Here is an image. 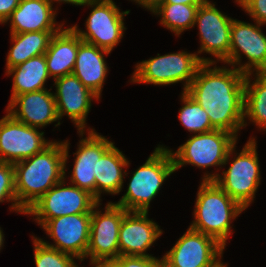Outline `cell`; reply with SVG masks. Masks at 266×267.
Wrapping results in <instances>:
<instances>
[{
  "mask_svg": "<svg viewBox=\"0 0 266 267\" xmlns=\"http://www.w3.org/2000/svg\"><path fill=\"white\" fill-rule=\"evenodd\" d=\"M224 249L214 238L189 227L162 257V267H219Z\"/></svg>",
  "mask_w": 266,
  "mask_h": 267,
  "instance_id": "11",
  "label": "cell"
},
{
  "mask_svg": "<svg viewBox=\"0 0 266 267\" xmlns=\"http://www.w3.org/2000/svg\"><path fill=\"white\" fill-rule=\"evenodd\" d=\"M162 234L148 212L128 211L119 228V256H152L146 252Z\"/></svg>",
  "mask_w": 266,
  "mask_h": 267,
  "instance_id": "17",
  "label": "cell"
},
{
  "mask_svg": "<svg viewBox=\"0 0 266 267\" xmlns=\"http://www.w3.org/2000/svg\"><path fill=\"white\" fill-rule=\"evenodd\" d=\"M100 205L99 202L91 213L90 239L86 252V258L90 257L91 265L101 261H111L119 256V228L124 215L128 212L108 202L103 213L98 208Z\"/></svg>",
  "mask_w": 266,
  "mask_h": 267,
  "instance_id": "10",
  "label": "cell"
},
{
  "mask_svg": "<svg viewBox=\"0 0 266 267\" xmlns=\"http://www.w3.org/2000/svg\"><path fill=\"white\" fill-rule=\"evenodd\" d=\"M254 74V81L250 78L252 73L245 76L244 119L247 117L260 130L266 131V75Z\"/></svg>",
  "mask_w": 266,
  "mask_h": 267,
  "instance_id": "26",
  "label": "cell"
},
{
  "mask_svg": "<svg viewBox=\"0 0 266 267\" xmlns=\"http://www.w3.org/2000/svg\"><path fill=\"white\" fill-rule=\"evenodd\" d=\"M238 137L224 130L192 135L177 151L170 149L175 171L190 164L198 168L222 167L236 149Z\"/></svg>",
  "mask_w": 266,
  "mask_h": 267,
  "instance_id": "7",
  "label": "cell"
},
{
  "mask_svg": "<svg viewBox=\"0 0 266 267\" xmlns=\"http://www.w3.org/2000/svg\"><path fill=\"white\" fill-rule=\"evenodd\" d=\"M32 237L36 267H79L74 256L45 245L35 236Z\"/></svg>",
  "mask_w": 266,
  "mask_h": 267,
  "instance_id": "29",
  "label": "cell"
},
{
  "mask_svg": "<svg viewBox=\"0 0 266 267\" xmlns=\"http://www.w3.org/2000/svg\"><path fill=\"white\" fill-rule=\"evenodd\" d=\"M135 3H138L139 6H143V8H146L152 12L160 3L163 2V0H131Z\"/></svg>",
  "mask_w": 266,
  "mask_h": 267,
  "instance_id": "34",
  "label": "cell"
},
{
  "mask_svg": "<svg viewBox=\"0 0 266 267\" xmlns=\"http://www.w3.org/2000/svg\"><path fill=\"white\" fill-rule=\"evenodd\" d=\"M205 0H163L160 4H187V5H201Z\"/></svg>",
  "mask_w": 266,
  "mask_h": 267,
  "instance_id": "35",
  "label": "cell"
},
{
  "mask_svg": "<svg viewBox=\"0 0 266 267\" xmlns=\"http://www.w3.org/2000/svg\"><path fill=\"white\" fill-rule=\"evenodd\" d=\"M92 267H118L112 260L111 261H101L94 264Z\"/></svg>",
  "mask_w": 266,
  "mask_h": 267,
  "instance_id": "37",
  "label": "cell"
},
{
  "mask_svg": "<svg viewBox=\"0 0 266 267\" xmlns=\"http://www.w3.org/2000/svg\"><path fill=\"white\" fill-rule=\"evenodd\" d=\"M52 7H53V4L54 2L56 1V3H69V4H72V5H79V6H85V4L87 2H89L90 0H46Z\"/></svg>",
  "mask_w": 266,
  "mask_h": 267,
  "instance_id": "36",
  "label": "cell"
},
{
  "mask_svg": "<svg viewBox=\"0 0 266 267\" xmlns=\"http://www.w3.org/2000/svg\"><path fill=\"white\" fill-rule=\"evenodd\" d=\"M200 5L159 4L152 13L161 16L160 24L181 35L187 29L194 27L197 9Z\"/></svg>",
  "mask_w": 266,
  "mask_h": 267,
  "instance_id": "27",
  "label": "cell"
},
{
  "mask_svg": "<svg viewBox=\"0 0 266 267\" xmlns=\"http://www.w3.org/2000/svg\"><path fill=\"white\" fill-rule=\"evenodd\" d=\"M219 267H228V266H227V264H224V263H223V264H222L221 266H219Z\"/></svg>",
  "mask_w": 266,
  "mask_h": 267,
  "instance_id": "40",
  "label": "cell"
},
{
  "mask_svg": "<svg viewBox=\"0 0 266 267\" xmlns=\"http://www.w3.org/2000/svg\"><path fill=\"white\" fill-rule=\"evenodd\" d=\"M181 101L184 103L179 110V121L190 133L200 134L214 130L208 114L186 91L181 93Z\"/></svg>",
  "mask_w": 266,
  "mask_h": 267,
  "instance_id": "28",
  "label": "cell"
},
{
  "mask_svg": "<svg viewBox=\"0 0 266 267\" xmlns=\"http://www.w3.org/2000/svg\"><path fill=\"white\" fill-rule=\"evenodd\" d=\"M257 143L250 138L240 153H236L228 170L218 173H205L202 181H214L243 209L254 201L255 194L261 184L260 165ZM239 154V155H237Z\"/></svg>",
  "mask_w": 266,
  "mask_h": 267,
  "instance_id": "5",
  "label": "cell"
},
{
  "mask_svg": "<svg viewBox=\"0 0 266 267\" xmlns=\"http://www.w3.org/2000/svg\"><path fill=\"white\" fill-rule=\"evenodd\" d=\"M254 22L233 19L231 24L229 65L245 74L266 70V35L261 30L263 24ZM240 52L248 59L245 64H241Z\"/></svg>",
  "mask_w": 266,
  "mask_h": 267,
  "instance_id": "12",
  "label": "cell"
},
{
  "mask_svg": "<svg viewBox=\"0 0 266 267\" xmlns=\"http://www.w3.org/2000/svg\"><path fill=\"white\" fill-rule=\"evenodd\" d=\"M4 201L12 202L11 208H9L11 211L25 214L19 207L16 198L14 166L11 163L0 161V203Z\"/></svg>",
  "mask_w": 266,
  "mask_h": 267,
  "instance_id": "30",
  "label": "cell"
},
{
  "mask_svg": "<svg viewBox=\"0 0 266 267\" xmlns=\"http://www.w3.org/2000/svg\"><path fill=\"white\" fill-rule=\"evenodd\" d=\"M4 234H3V230H1V227H0V251L3 247V244H4Z\"/></svg>",
  "mask_w": 266,
  "mask_h": 267,
  "instance_id": "39",
  "label": "cell"
},
{
  "mask_svg": "<svg viewBox=\"0 0 266 267\" xmlns=\"http://www.w3.org/2000/svg\"><path fill=\"white\" fill-rule=\"evenodd\" d=\"M215 63H203L192 80L187 93L208 114L211 126L236 137L244 119L245 76L235 67H217ZM233 68V69H232Z\"/></svg>",
  "mask_w": 266,
  "mask_h": 267,
  "instance_id": "1",
  "label": "cell"
},
{
  "mask_svg": "<svg viewBox=\"0 0 266 267\" xmlns=\"http://www.w3.org/2000/svg\"><path fill=\"white\" fill-rule=\"evenodd\" d=\"M66 185L65 179L49 189L26 212L35 216L41 227L50 219L80 213H92L99 201L89 192L72 185Z\"/></svg>",
  "mask_w": 266,
  "mask_h": 267,
  "instance_id": "9",
  "label": "cell"
},
{
  "mask_svg": "<svg viewBox=\"0 0 266 267\" xmlns=\"http://www.w3.org/2000/svg\"><path fill=\"white\" fill-rule=\"evenodd\" d=\"M56 92L54 94L59 120L69 117L77 127L79 135H85L86 119L91 109L93 99L100 98L85 87L73 74L54 79Z\"/></svg>",
  "mask_w": 266,
  "mask_h": 267,
  "instance_id": "16",
  "label": "cell"
},
{
  "mask_svg": "<svg viewBox=\"0 0 266 267\" xmlns=\"http://www.w3.org/2000/svg\"><path fill=\"white\" fill-rule=\"evenodd\" d=\"M82 42L71 27L62 28L52 37L44 54L52 79L73 73L78 47Z\"/></svg>",
  "mask_w": 266,
  "mask_h": 267,
  "instance_id": "22",
  "label": "cell"
},
{
  "mask_svg": "<svg viewBox=\"0 0 266 267\" xmlns=\"http://www.w3.org/2000/svg\"><path fill=\"white\" fill-rule=\"evenodd\" d=\"M110 53L84 41L78 47L73 74L99 98L108 73L104 57Z\"/></svg>",
  "mask_w": 266,
  "mask_h": 267,
  "instance_id": "21",
  "label": "cell"
},
{
  "mask_svg": "<svg viewBox=\"0 0 266 267\" xmlns=\"http://www.w3.org/2000/svg\"><path fill=\"white\" fill-rule=\"evenodd\" d=\"M88 137L80 139L77 145L73 171H71L70 183L82 190L89 192L96 198V174L97 161L114 144L104 136L88 129Z\"/></svg>",
  "mask_w": 266,
  "mask_h": 267,
  "instance_id": "19",
  "label": "cell"
},
{
  "mask_svg": "<svg viewBox=\"0 0 266 267\" xmlns=\"http://www.w3.org/2000/svg\"><path fill=\"white\" fill-rule=\"evenodd\" d=\"M253 21L266 24V0H251L244 8Z\"/></svg>",
  "mask_w": 266,
  "mask_h": 267,
  "instance_id": "32",
  "label": "cell"
},
{
  "mask_svg": "<svg viewBox=\"0 0 266 267\" xmlns=\"http://www.w3.org/2000/svg\"><path fill=\"white\" fill-rule=\"evenodd\" d=\"M85 5L92 8L85 22L86 31L78 25L71 28L82 41L111 52L124 35L123 20L130 10L120 12L113 0H90Z\"/></svg>",
  "mask_w": 266,
  "mask_h": 267,
  "instance_id": "8",
  "label": "cell"
},
{
  "mask_svg": "<svg viewBox=\"0 0 266 267\" xmlns=\"http://www.w3.org/2000/svg\"><path fill=\"white\" fill-rule=\"evenodd\" d=\"M91 213L60 216L48 220L41 228L53 239L50 244L39 238L45 245L74 256L81 262L86 259L90 239Z\"/></svg>",
  "mask_w": 266,
  "mask_h": 267,
  "instance_id": "15",
  "label": "cell"
},
{
  "mask_svg": "<svg viewBox=\"0 0 266 267\" xmlns=\"http://www.w3.org/2000/svg\"><path fill=\"white\" fill-rule=\"evenodd\" d=\"M175 172L170 149L158 145L146 162L133 172L127 192L114 203L127 211L148 212L164 181Z\"/></svg>",
  "mask_w": 266,
  "mask_h": 267,
  "instance_id": "4",
  "label": "cell"
},
{
  "mask_svg": "<svg viewBox=\"0 0 266 267\" xmlns=\"http://www.w3.org/2000/svg\"><path fill=\"white\" fill-rule=\"evenodd\" d=\"M12 75V94L10 100L20 94L44 90L49 76L45 55L41 54L16 65L6 72Z\"/></svg>",
  "mask_w": 266,
  "mask_h": 267,
  "instance_id": "24",
  "label": "cell"
},
{
  "mask_svg": "<svg viewBox=\"0 0 266 267\" xmlns=\"http://www.w3.org/2000/svg\"><path fill=\"white\" fill-rule=\"evenodd\" d=\"M59 31H32L25 33H10L12 46L6 58V71L24 63L32 57L45 54L52 37Z\"/></svg>",
  "mask_w": 266,
  "mask_h": 267,
  "instance_id": "25",
  "label": "cell"
},
{
  "mask_svg": "<svg viewBox=\"0 0 266 267\" xmlns=\"http://www.w3.org/2000/svg\"><path fill=\"white\" fill-rule=\"evenodd\" d=\"M190 228L214 238L224 248L233 230L231 222L243 209L214 181L200 183ZM232 230V231H231Z\"/></svg>",
  "mask_w": 266,
  "mask_h": 267,
  "instance_id": "3",
  "label": "cell"
},
{
  "mask_svg": "<svg viewBox=\"0 0 266 267\" xmlns=\"http://www.w3.org/2000/svg\"><path fill=\"white\" fill-rule=\"evenodd\" d=\"M112 261L118 267H162V258L154 256H118Z\"/></svg>",
  "mask_w": 266,
  "mask_h": 267,
  "instance_id": "31",
  "label": "cell"
},
{
  "mask_svg": "<svg viewBox=\"0 0 266 267\" xmlns=\"http://www.w3.org/2000/svg\"><path fill=\"white\" fill-rule=\"evenodd\" d=\"M125 155L113 144L97 161L96 167V199L101 202V193L119 194L124 177L128 176L123 168L129 166ZM125 174V176H124Z\"/></svg>",
  "mask_w": 266,
  "mask_h": 267,
  "instance_id": "23",
  "label": "cell"
},
{
  "mask_svg": "<svg viewBox=\"0 0 266 267\" xmlns=\"http://www.w3.org/2000/svg\"><path fill=\"white\" fill-rule=\"evenodd\" d=\"M50 90L27 92L13 97L9 100L7 113L23 124L39 129L57 121L55 127L60 126L54 94Z\"/></svg>",
  "mask_w": 266,
  "mask_h": 267,
  "instance_id": "18",
  "label": "cell"
},
{
  "mask_svg": "<svg viewBox=\"0 0 266 267\" xmlns=\"http://www.w3.org/2000/svg\"><path fill=\"white\" fill-rule=\"evenodd\" d=\"M21 0H0V24H5L13 10L17 8Z\"/></svg>",
  "mask_w": 266,
  "mask_h": 267,
  "instance_id": "33",
  "label": "cell"
},
{
  "mask_svg": "<svg viewBox=\"0 0 266 267\" xmlns=\"http://www.w3.org/2000/svg\"><path fill=\"white\" fill-rule=\"evenodd\" d=\"M44 132L14 119L7 113L0 119V161L17 163L41 152L52 141Z\"/></svg>",
  "mask_w": 266,
  "mask_h": 267,
  "instance_id": "14",
  "label": "cell"
},
{
  "mask_svg": "<svg viewBox=\"0 0 266 267\" xmlns=\"http://www.w3.org/2000/svg\"><path fill=\"white\" fill-rule=\"evenodd\" d=\"M69 141H52L41 152L14 163L15 192L19 207L26 212L66 174Z\"/></svg>",
  "mask_w": 266,
  "mask_h": 267,
  "instance_id": "2",
  "label": "cell"
},
{
  "mask_svg": "<svg viewBox=\"0 0 266 267\" xmlns=\"http://www.w3.org/2000/svg\"><path fill=\"white\" fill-rule=\"evenodd\" d=\"M203 63H216V60L199 57L197 53L179 51L148 60H143L135 66L131 82L154 85H170L184 82L183 91H187L199 67Z\"/></svg>",
  "mask_w": 266,
  "mask_h": 267,
  "instance_id": "6",
  "label": "cell"
},
{
  "mask_svg": "<svg viewBox=\"0 0 266 267\" xmlns=\"http://www.w3.org/2000/svg\"><path fill=\"white\" fill-rule=\"evenodd\" d=\"M235 1L243 9L251 0H235Z\"/></svg>",
  "mask_w": 266,
  "mask_h": 267,
  "instance_id": "38",
  "label": "cell"
},
{
  "mask_svg": "<svg viewBox=\"0 0 266 267\" xmlns=\"http://www.w3.org/2000/svg\"><path fill=\"white\" fill-rule=\"evenodd\" d=\"M233 18L223 14L214 3L205 0L197 9L194 26L199 29L200 53H209L229 65L230 34Z\"/></svg>",
  "mask_w": 266,
  "mask_h": 267,
  "instance_id": "13",
  "label": "cell"
},
{
  "mask_svg": "<svg viewBox=\"0 0 266 267\" xmlns=\"http://www.w3.org/2000/svg\"><path fill=\"white\" fill-rule=\"evenodd\" d=\"M56 10L46 0H21L5 23L10 21V33L13 34L60 31L64 24L56 26Z\"/></svg>",
  "mask_w": 266,
  "mask_h": 267,
  "instance_id": "20",
  "label": "cell"
}]
</instances>
